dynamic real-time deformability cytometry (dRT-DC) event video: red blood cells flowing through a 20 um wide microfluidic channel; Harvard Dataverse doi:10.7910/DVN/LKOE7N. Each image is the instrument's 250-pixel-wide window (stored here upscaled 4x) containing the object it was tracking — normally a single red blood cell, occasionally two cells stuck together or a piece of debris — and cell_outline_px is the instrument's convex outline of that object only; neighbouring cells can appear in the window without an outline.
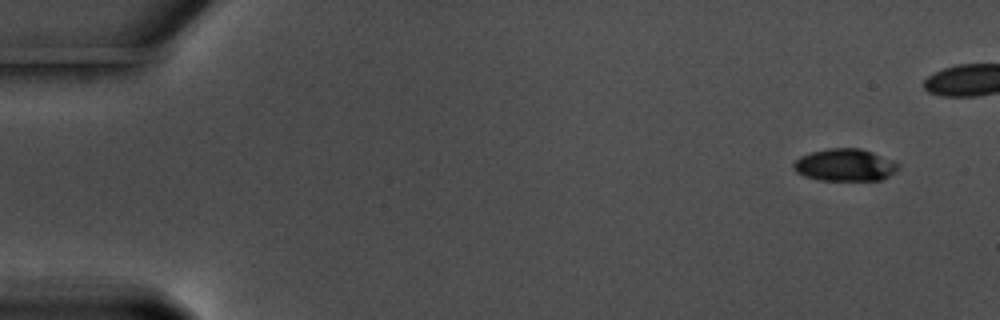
{"species": "common noctule bat (a hibernating species)", "species_latin": "Nyctalus noctula", "temperature_condition": "warm", "stored_images_in_passage": 13, "camera_frame_rate_fps": 3000, "um_per_image_px": 0.085, "animal": {"sex": "male", "body_mass_g": 17.5, "forearm_length_mm": 52.3}, "frame": {"image": 1, "passage_image": 1, "time_ms": 0.0, "image_size_px": [1000, 320], "cell_outline_px": [[900, 164], [888, 176], [880, 180], [820, 180], [804, 176], [796, 172], [792, 164], [800, 156], [812, 152], [828, 148], [860, 148], [872, 152]], "centroid_in_image_um": [71.77, 14.02], "position_along_channel_um": 13.2, "area_um2": 19.42}}